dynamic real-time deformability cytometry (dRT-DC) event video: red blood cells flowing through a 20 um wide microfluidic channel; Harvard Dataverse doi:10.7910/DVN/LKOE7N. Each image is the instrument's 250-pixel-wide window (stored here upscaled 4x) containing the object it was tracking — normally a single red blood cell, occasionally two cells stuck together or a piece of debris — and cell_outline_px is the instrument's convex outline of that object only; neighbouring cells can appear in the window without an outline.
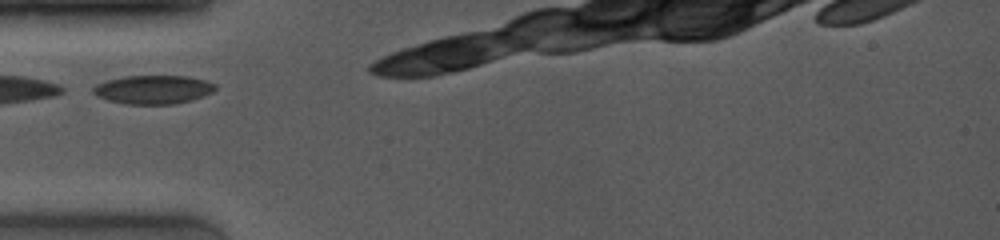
{"species": "common noctule bat (a hibernating species)", "species_latin": "Nyctalus noctula", "temperature_condition": "room temperature", "stored_images_in_passage": 23, "camera_frame_rate_fps": 4000, "um_per_image_px": 0.085, "animal": {"sex": "female", "body_mass_g": 19.0, "forearm_length_mm": 53.3}, "frame": {"image": 1, "passage_image": 1, "time_ms": 0.0, "image_size_px": [1000, 240], "cell_outline_px": [[216, 88], [212, 92], [204, 96], [192, 100], [176, 104], [124, 104], [108, 100], [96, 96], [92, 92], [92, 88], [96, 84], [108, 80], [124, 76], [188, 76], [204, 80], [216, 84]], "centroid_in_image_um": [13.02, 7.62], "position_along_channel_um": 72.0, "area_um2": 20.52}}